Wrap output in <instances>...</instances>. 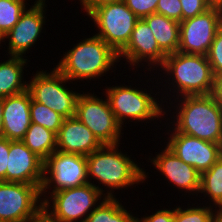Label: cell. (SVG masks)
I'll return each instance as SVG.
<instances>
[{"label":"cell","mask_w":222,"mask_h":222,"mask_svg":"<svg viewBox=\"0 0 222 222\" xmlns=\"http://www.w3.org/2000/svg\"><path fill=\"white\" fill-rule=\"evenodd\" d=\"M2 113H3V98L0 97V138L4 137Z\"/></svg>","instance_id":"obj_37"},{"label":"cell","mask_w":222,"mask_h":222,"mask_svg":"<svg viewBox=\"0 0 222 222\" xmlns=\"http://www.w3.org/2000/svg\"><path fill=\"white\" fill-rule=\"evenodd\" d=\"M151 162L156 170L158 169L178 189L199 193L201 174L194 167L183 162L167 146L151 159Z\"/></svg>","instance_id":"obj_17"},{"label":"cell","mask_w":222,"mask_h":222,"mask_svg":"<svg viewBox=\"0 0 222 222\" xmlns=\"http://www.w3.org/2000/svg\"><path fill=\"white\" fill-rule=\"evenodd\" d=\"M75 116L88 127L102 145L120 144L123 127L117 122L108 99L79 94Z\"/></svg>","instance_id":"obj_9"},{"label":"cell","mask_w":222,"mask_h":222,"mask_svg":"<svg viewBox=\"0 0 222 222\" xmlns=\"http://www.w3.org/2000/svg\"><path fill=\"white\" fill-rule=\"evenodd\" d=\"M66 81L69 80L56 68L50 73L42 70L36 72L31 81H27V90L34 101L44 104L64 118H70L76 114V103L80 93L66 88Z\"/></svg>","instance_id":"obj_7"},{"label":"cell","mask_w":222,"mask_h":222,"mask_svg":"<svg viewBox=\"0 0 222 222\" xmlns=\"http://www.w3.org/2000/svg\"><path fill=\"white\" fill-rule=\"evenodd\" d=\"M182 21L204 13L211 6L205 0H180Z\"/></svg>","instance_id":"obj_31"},{"label":"cell","mask_w":222,"mask_h":222,"mask_svg":"<svg viewBox=\"0 0 222 222\" xmlns=\"http://www.w3.org/2000/svg\"><path fill=\"white\" fill-rule=\"evenodd\" d=\"M44 161L21 140H9L6 182L36 185L41 189Z\"/></svg>","instance_id":"obj_15"},{"label":"cell","mask_w":222,"mask_h":222,"mask_svg":"<svg viewBox=\"0 0 222 222\" xmlns=\"http://www.w3.org/2000/svg\"><path fill=\"white\" fill-rule=\"evenodd\" d=\"M88 16L99 31L95 35L101 37L117 54L128 44L139 20L122 0L99 5Z\"/></svg>","instance_id":"obj_6"},{"label":"cell","mask_w":222,"mask_h":222,"mask_svg":"<svg viewBox=\"0 0 222 222\" xmlns=\"http://www.w3.org/2000/svg\"><path fill=\"white\" fill-rule=\"evenodd\" d=\"M209 197L215 208L222 207V157H220L206 172L201 174L200 191Z\"/></svg>","instance_id":"obj_24"},{"label":"cell","mask_w":222,"mask_h":222,"mask_svg":"<svg viewBox=\"0 0 222 222\" xmlns=\"http://www.w3.org/2000/svg\"><path fill=\"white\" fill-rule=\"evenodd\" d=\"M27 222H57L44 208L36 215L31 217Z\"/></svg>","instance_id":"obj_36"},{"label":"cell","mask_w":222,"mask_h":222,"mask_svg":"<svg viewBox=\"0 0 222 222\" xmlns=\"http://www.w3.org/2000/svg\"><path fill=\"white\" fill-rule=\"evenodd\" d=\"M172 131L167 147L200 174L210 169L221 157V144Z\"/></svg>","instance_id":"obj_13"},{"label":"cell","mask_w":222,"mask_h":222,"mask_svg":"<svg viewBox=\"0 0 222 222\" xmlns=\"http://www.w3.org/2000/svg\"><path fill=\"white\" fill-rule=\"evenodd\" d=\"M115 197H105L87 217L85 222H137Z\"/></svg>","instance_id":"obj_23"},{"label":"cell","mask_w":222,"mask_h":222,"mask_svg":"<svg viewBox=\"0 0 222 222\" xmlns=\"http://www.w3.org/2000/svg\"><path fill=\"white\" fill-rule=\"evenodd\" d=\"M28 90L3 98V132L9 140H22L31 125Z\"/></svg>","instance_id":"obj_19"},{"label":"cell","mask_w":222,"mask_h":222,"mask_svg":"<svg viewBox=\"0 0 222 222\" xmlns=\"http://www.w3.org/2000/svg\"><path fill=\"white\" fill-rule=\"evenodd\" d=\"M211 7L222 8V0H205Z\"/></svg>","instance_id":"obj_39"},{"label":"cell","mask_w":222,"mask_h":222,"mask_svg":"<svg viewBox=\"0 0 222 222\" xmlns=\"http://www.w3.org/2000/svg\"><path fill=\"white\" fill-rule=\"evenodd\" d=\"M46 0H37L34 5L25 10L15 26L3 37L8 39L10 56L24 57L29 48L34 45L45 24Z\"/></svg>","instance_id":"obj_14"},{"label":"cell","mask_w":222,"mask_h":222,"mask_svg":"<svg viewBox=\"0 0 222 222\" xmlns=\"http://www.w3.org/2000/svg\"><path fill=\"white\" fill-rule=\"evenodd\" d=\"M169 76L178 96L210 95L213 88L214 74L205 55L175 52L166 56L160 66Z\"/></svg>","instance_id":"obj_4"},{"label":"cell","mask_w":222,"mask_h":222,"mask_svg":"<svg viewBox=\"0 0 222 222\" xmlns=\"http://www.w3.org/2000/svg\"><path fill=\"white\" fill-rule=\"evenodd\" d=\"M81 5L83 6V10L86 11L87 15L95 9L97 6L105 4V3H111V2H118L121 0H79Z\"/></svg>","instance_id":"obj_35"},{"label":"cell","mask_w":222,"mask_h":222,"mask_svg":"<svg viewBox=\"0 0 222 222\" xmlns=\"http://www.w3.org/2000/svg\"><path fill=\"white\" fill-rule=\"evenodd\" d=\"M65 53L55 68L69 81L101 77L120 62L118 54L97 35L83 39Z\"/></svg>","instance_id":"obj_3"},{"label":"cell","mask_w":222,"mask_h":222,"mask_svg":"<svg viewBox=\"0 0 222 222\" xmlns=\"http://www.w3.org/2000/svg\"><path fill=\"white\" fill-rule=\"evenodd\" d=\"M166 56L159 48L151 28L143 19L136 22L128 44L118 53V58H126L133 67L136 64L139 66L142 61H148V67L151 65L159 67Z\"/></svg>","instance_id":"obj_16"},{"label":"cell","mask_w":222,"mask_h":222,"mask_svg":"<svg viewBox=\"0 0 222 222\" xmlns=\"http://www.w3.org/2000/svg\"><path fill=\"white\" fill-rule=\"evenodd\" d=\"M43 174L41 197L49 187H53L51 195L54 192L91 183L88 179L86 156L76 153L56 150L44 161ZM46 174H50V177Z\"/></svg>","instance_id":"obj_8"},{"label":"cell","mask_w":222,"mask_h":222,"mask_svg":"<svg viewBox=\"0 0 222 222\" xmlns=\"http://www.w3.org/2000/svg\"><path fill=\"white\" fill-rule=\"evenodd\" d=\"M209 222H222V213L217 209L211 216Z\"/></svg>","instance_id":"obj_38"},{"label":"cell","mask_w":222,"mask_h":222,"mask_svg":"<svg viewBox=\"0 0 222 222\" xmlns=\"http://www.w3.org/2000/svg\"><path fill=\"white\" fill-rule=\"evenodd\" d=\"M127 7L139 18L156 13L159 0H122Z\"/></svg>","instance_id":"obj_29"},{"label":"cell","mask_w":222,"mask_h":222,"mask_svg":"<svg viewBox=\"0 0 222 222\" xmlns=\"http://www.w3.org/2000/svg\"><path fill=\"white\" fill-rule=\"evenodd\" d=\"M30 116L31 123L42 125L56 135L64 120L62 115L53 111L51 108H48L44 104L34 101L32 98L30 104Z\"/></svg>","instance_id":"obj_25"},{"label":"cell","mask_w":222,"mask_h":222,"mask_svg":"<svg viewBox=\"0 0 222 222\" xmlns=\"http://www.w3.org/2000/svg\"><path fill=\"white\" fill-rule=\"evenodd\" d=\"M25 64L27 59L19 56H10L7 61L0 63V97L16 95L27 90L28 83L22 78Z\"/></svg>","instance_id":"obj_21"},{"label":"cell","mask_w":222,"mask_h":222,"mask_svg":"<svg viewBox=\"0 0 222 222\" xmlns=\"http://www.w3.org/2000/svg\"><path fill=\"white\" fill-rule=\"evenodd\" d=\"M106 98L117 122L122 126L126 118L139 121L159 119L165 112L157 98L152 93L131 88L130 86H115L106 88ZM164 112V113H162Z\"/></svg>","instance_id":"obj_10"},{"label":"cell","mask_w":222,"mask_h":222,"mask_svg":"<svg viewBox=\"0 0 222 222\" xmlns=\"http://www.w3.org/2000/svg\"><path fill=\"white\" fill-rule=\"evenodd\" d=\"M221 27L220 7H210L202 14L181 21L178 52L206 56Z\"/></svg>","instance_id":"obj_12"},{"label":"cell","mask_w":222,"mask_h":222,"mask_svg":"<svg viewBox=\"0 0 222 222\" xmlns=\"http://www.w3.org/2000/svg\"><path fill=\"white\" fill-rule=\"evenodd\" d=\"M151 28L159 48L166 54L178 52L180 42V22L157 13L144 17Z\"/></svg>","instance_id":"obj_20"},{"label":"cell","mask_w":222,"mask_h":222,"mask_svg":"<svg viewBox=\"0 0 222 222\" xmlns=\"http://www.w3.org/2000/svg\"><path fill=\"white\" fill-rule=\"evenodd\" d=\"M21 141L43 161L57 149L56 134L36 123H31Z\"/></svg>","instance_id":"obj_22"},{"label":"cell","mask_w":222,"mask_h":222,"mask_svg":"<svg viewBox=\"0 0 222 222\" xmlns=\"http://www.w3.org/2000/svg\"><path fill=\"white\" fill-rule=\"evenodd\" d=\"M119 144L102 145L86 156L88 179L95 178L100 184L111 189L106 197H115L112 189H122L147 179L146 172L133 160L123 154Z\"/></svg>","instance_id":"obj_1"},{"label":"cell","mask_w":222,"mask_h":222,"mask_svg":"<svg viewBox=\"0 0 222 222\" xmlns=\"http://www.w3.org/2000/svg\"><path fill=\"white\" fill-rule=\"evenodd\" d=\"M26 0H0V37L15 26L26 10Z\"/></svg>","instance_id":"obj_26"},{"label":"cell","mask_w":222,"mask_h":222,"mask_svg":"<svg viewBox=\"0 0 222 222\" xmlns=\"http://www.w3.org/2000/svg\"><path fill=\"white\" fill-rule=\"evenodd\" d=\"M156 13L167 18L182 21V6L180 0H159Z\"/></svg>","instance_id":"obj_30"},{"label":"cell","mask_w":222,"mask_h":222,"mask_svg":"<svg viewBox=\"0 0 222 222\" xmlns=\"http://www.w3.org/2000/svg\"><path fill=\"white\" fill-rule=\"evenodd\" d=\"M174 130L213 143L222 142V107L211 95L182 96Z\"/></svg>","instance_id":"obj_2"},{"label":"cell","mask_w":222,"mask_h":222,"mask_svg":"<svg viewBox=\"0 0 222 222\" xmlns=\"http://www.w3.org/2000/svg\"><path fill=\"white\" fill-rule=\"evenodd\" d=\"M137 222H174V209L173 210H158L156 213L143 218H138Z\"/></svg>","instance_id":"obj_33"},{"label":"cell","mask_w":222,"mask_h":222,"mask_svg":"<svg viewBox=\"0 0 222 222\" xmlns=\"http://www.w3.org/2000/svg\"><path fill=\"white\" fill-rule=\"evenodd\" d=\"M210 95L222 107V74L214 75L213 88Z\"/></svg>","instance_id":"obj_34"},{"label":"cell","mask_w":222,"mask_h":222,"mask_svg":"<svg viewBox=\"0 0 222 222\" xmlns=\"http://www.w3.org/2000/svg\"><path fill=\"white\" fill-rule=\"evenodd\" d=\"M57 151L88 156L102 144L76 116L64 118L56 135Z\"/></svg>","instance_id":"obj_18"},{"label":"cell","mask_w":222,"mask_h":222,"mask_svg":"<svg viewBox=\"0 0 222 222\" xmlns=\"http://www.w3.org/2000/svg\"><path fill=\"white\" fill-rule=\"evenodd\" d=\"M103 192V188L88 182L82 186L52 193L49 197L52 201L48 198H43V208L57 222H78L79 219V222H85L97 207L96 203L101 200L102 195L106 197Z\"/></svg>","instance_id":"obj_5"},{"label":"cell","mask_w":222,"mask_h":222,"mask_svg":"<svg viewBox=\"0 0 222 222\" xmlns=\"http://www.w3.org/2000/svg\"><path fill=\"white\" fill-rule=\"evenodd\" d=\"M214 211L212 206L192 207L183 210L180 206L174 209V222H209Z\"/></svg>","instance_id":"obj_27"},{"label":"cell","mask_w":222,"mask_h":222,"mask_svg":"<svg viewBox=\"0 0 222 222\" xmlns=\"http://www.w3.org/2000/svg\"><path fill=\"white\" fill-rule=\"evenodd\" d=\"M206 57L211 65L213 74H222V27L216 33Z\"/></svg>","instance_id":"obj_28"},{"label":"cell","mask_w":222,"mask_h":222,"mask_svg":"<svg viewBox=\"0 0 222 222\" xmlns=\"http://www.w3.org/2000/svg\"><path fill=\"white\" fill-rule=\"evenodd\" d=\"M36 185L0 181V222H27L43 208Z\"/></svg>","instance_id":"obj_11"},{"label":"cell","mask_w":222,"mask_h":222,"mask_svg":"<svg viewBox=\"0 0 222 222\" xmlns=\"http://www.w3.org/2000/svg\"><path fill=\"white\" fill-rule=\"evenodd\" d=\"M9 139L0 138V181L6 182V168L8 164Z\"/></svg>","instance_id":"obj_32"}]
</instances>
